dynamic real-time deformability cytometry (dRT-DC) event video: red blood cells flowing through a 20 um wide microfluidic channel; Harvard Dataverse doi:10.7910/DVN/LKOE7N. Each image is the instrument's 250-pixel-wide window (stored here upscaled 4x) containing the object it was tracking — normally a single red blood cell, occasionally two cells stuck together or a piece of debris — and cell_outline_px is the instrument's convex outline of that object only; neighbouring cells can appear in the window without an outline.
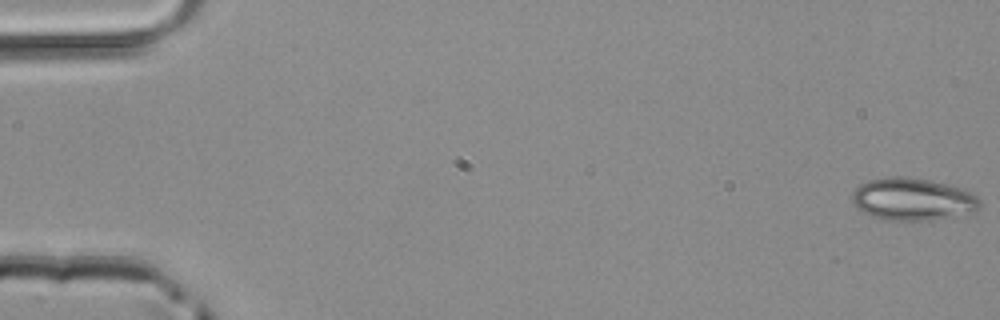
{"species": "common noctule bat (a hibernating species)", "species_latin": "Nyctalus noctula", "temperature_condition": "room temperature", "stored_images_in_passage": 49, "camera_frame_rate_fps": 3000, "um_per_image_px": 0.085, "animal": {"sex": "male", "body_mass_g": 20.4}, "frame": {"image": 1, "passage_image": 1, "time_ms": 0.0, "image_size_px": [1000, 320], "cell_outline_px": [[980, 208], [976, 212], [928, 220], [884, 220], [868, 216], [852, 204], [852, 192], [860, 184], [868, 180], [888, 176], [908, 176], [932, 180], [960, 188], [972, 192], [980, 200]], "centroid_in_image_um": [77.55, 16.92], "position_along_channel_um": 7.4, "area_um2": 31.96}}
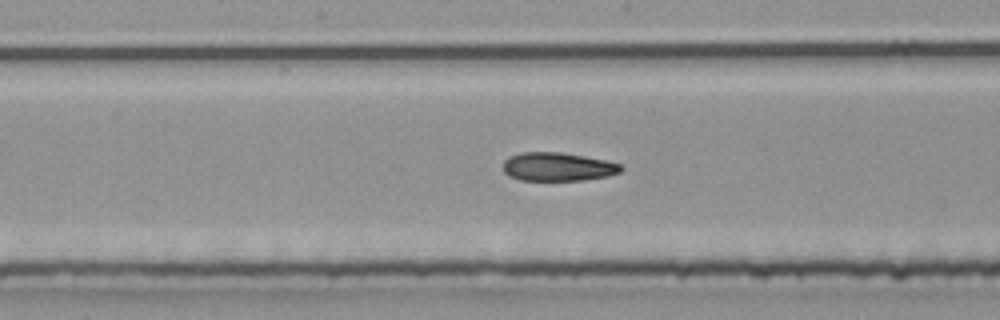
{"frame": {"image": 2, "passage_image": 26, "time_ms": 8.333, "image_size_px": [1000, 320], "cell_outline_px": [[624, 168], [620, 172], [608, 176], [584, 180], [520, 180], [508, 176], [504, 172], [504, 160], [508, 156], [520, 152], [560, 152], [608, 160], [620, 164]], "centroid_in_image_um": [47.41, 14.17], "position_along_channel_um": 200.8, "area_um2": 19.77}}
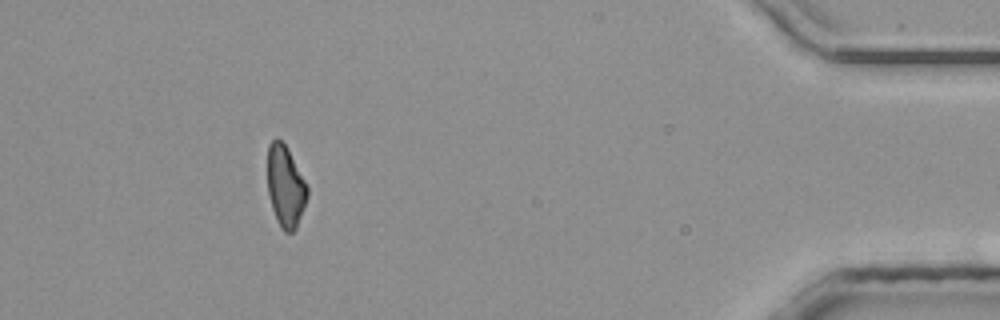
{"frame": {"image": 3, "passage_image": 45, "time_ms": 14.667, "image_size_px": [1000, 320], "cell_outline_px": [[308, 196], [296, 228], [292, 232], [284, 232], [280, 228], [276, 220], [272, 208], [268, 192], [268, 144], [276, 136], [284, 144], [304, 180], [308, 188]], "centroid_in_image_um": [24.25, 15.87], "position_along_channel_um": 411.0, "area_um2": 18.61}}